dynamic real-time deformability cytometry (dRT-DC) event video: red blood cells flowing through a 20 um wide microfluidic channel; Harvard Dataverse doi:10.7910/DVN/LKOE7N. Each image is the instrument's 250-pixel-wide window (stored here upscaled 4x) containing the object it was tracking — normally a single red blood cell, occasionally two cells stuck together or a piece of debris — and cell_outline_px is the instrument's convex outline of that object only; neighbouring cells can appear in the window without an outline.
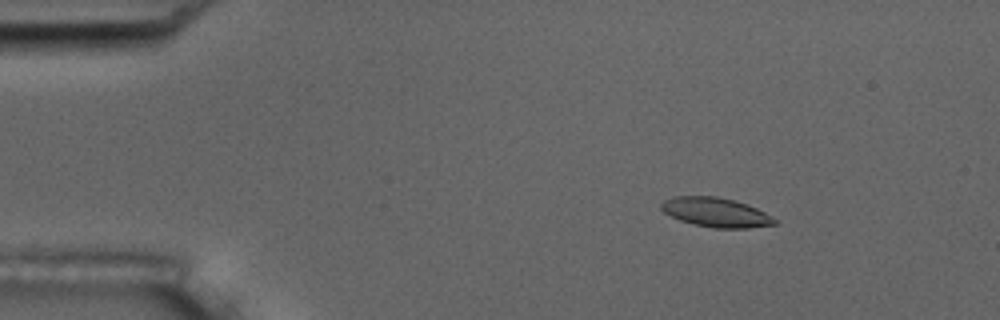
{"species": "common noctule bat (a hibernating species)", "species_latin": "Nyctalus noctula", "temperature_condition": "room temperature", "stored_images_in_passage": 4, "camera_frame_rate_fps": 3000, "um_per_image_px": 0.085, "animal": {"sex": "male", "body_mass_g": 17.5, "forearm_length_mm": 52.3}, "frame": {"image": 1, "passage_image": 2, "time_ms": 1.0, "image_size_px": [1000, 320], "cell_outline_px": [[780, 220], [776, 224], [748, 228], [712, 228], [680, 220], [664, 212], [660, 208], [660, 204], [664, 200], [672, 196], [716, 196], [732, 200], [756, 208]], "centroid_in_image_um": [60.85, 18.05], "position_along_channel_um": 24.1, "area_um2": 19.31}}